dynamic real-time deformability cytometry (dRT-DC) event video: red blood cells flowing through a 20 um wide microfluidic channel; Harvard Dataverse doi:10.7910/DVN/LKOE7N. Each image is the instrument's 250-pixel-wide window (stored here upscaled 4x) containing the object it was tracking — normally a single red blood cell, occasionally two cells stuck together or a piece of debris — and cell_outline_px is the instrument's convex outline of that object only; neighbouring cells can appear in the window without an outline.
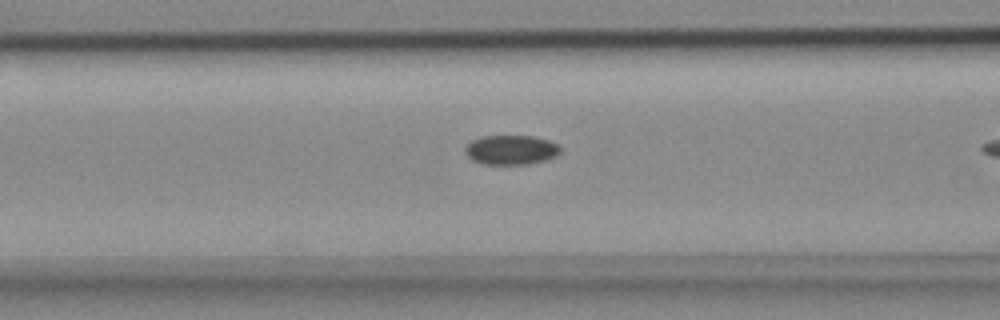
{"species": "common noctule bat (a hibernating species)", "species_latin": "Nyctalus noctula", "temperature_condition": "cold", "stored_images_in_passage": 13, "camera_frame_rate_fps": 3000, "um_per_image_px": 0.085, "animal": {"sex": "female", "body_mass_g": 18.4}, "frame": {"image": 1, "passage_image": 11, "time_ms": 3.333, "image_size_px": [1000, 320], "cell_outline_px": [[560, 152], [556, 156], [544, 160], [528, 164], [480, 164], [472, 160], [464, 152], [464, 148], [472, 140], [484, 136], [532, 136], [548, 140], [556, 144], [560, 148]], "centroid_in_image_um": [43.4, 12.74], "position_along_channel_um": 123.2, "area_um2": 16.3}}